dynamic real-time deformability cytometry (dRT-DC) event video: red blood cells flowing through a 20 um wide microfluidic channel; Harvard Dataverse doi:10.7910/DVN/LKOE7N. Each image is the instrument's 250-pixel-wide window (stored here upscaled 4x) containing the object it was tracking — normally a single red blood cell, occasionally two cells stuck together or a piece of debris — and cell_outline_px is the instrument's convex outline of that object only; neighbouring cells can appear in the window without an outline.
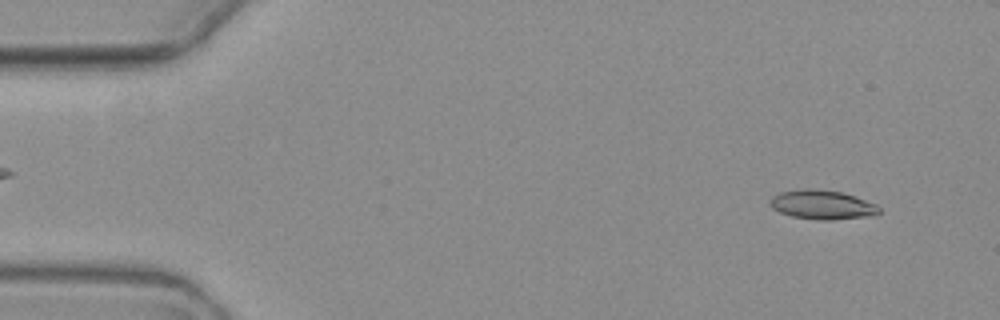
{"species": "common noctule bat (a hibernating species)", "species_latin": "Nyctalus noctula", "temperature_condition": "warm", "stored_images_in_passage": 5, "camera_frame_rate_fps": 3000, "um_per_image_px": 0.085, "animal": {"sex": "female", "body_mass_g": 19.3, "forearm_length_mm": 54.1}, "frame": {"image": 1, "passage_image": 1, "time_ms": 0.0, "image_size_px": [1000, 320], "cell_outline_px": [[880, 212], [876, 216], [832, 220], [820, 220], [792, 216], [780, 212], [772, 208], [768, 204], [768, 200], [772, 196], [780, 192], [804, 188], [812, 188], [844, 192], [876, 204], [880, 208]], "centroid_in_image_um": [69.9, 17.4], "position_along_channel_um": 15.1, "area_um2": 18.9}}
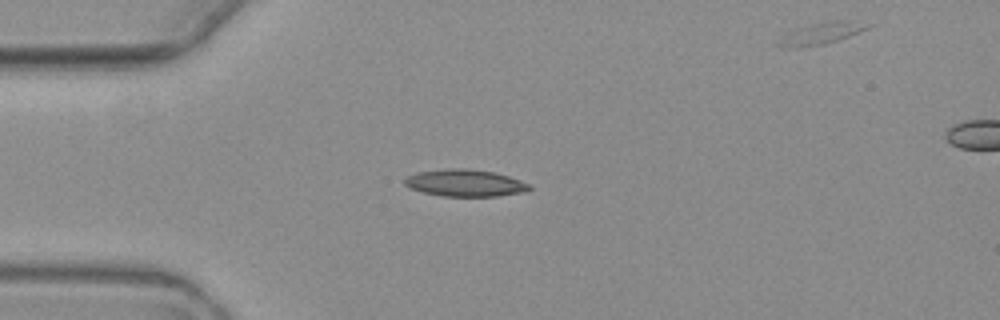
{"frame": {"image": 2, "passage_image": 3, "time_ms": 3.333, "image_size_px": [1000, 320], "cell_outline_px": [[532, 188], [520, 192], [496, 196], [444, 196], [424, 192], [412, 188], [404, 184], [404, 180], [408, 176], [416, 172], [452, 168], [464, 168], [492, 172], [508, 176], [520, 180], [528, 184]], "centroid_in_image_um": [39.5, 15.55], "position_along_channel_um": 45.5, "area_um2": 19.19}}
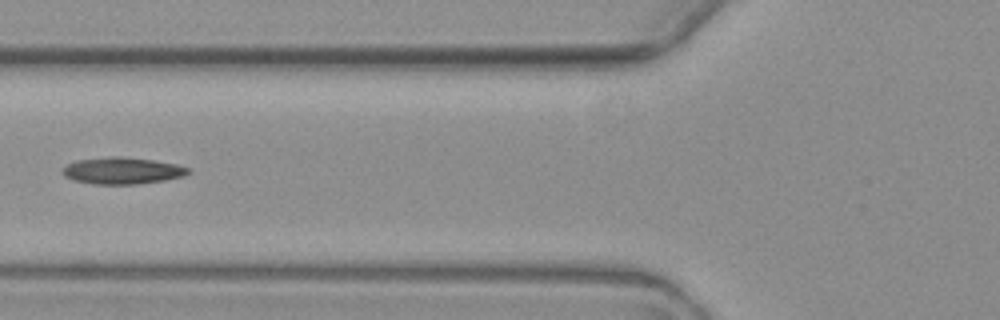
{"frame": {"image": 3, "passage_image": 5, "time_ms": 5.667, "image_size_px": [1000, 320], "cell_outline_px": [[192, 172], [184, 176], [164, 180], [136, 184], [96, 184], [76, 180], [64, 176], [60, 172], [68, 164], [76, 160], [112, 156], [120, 156], [152, 160], [176, 164], [188, 168]], "centroid_in_image_um": [10.4, 14.5], "position_along_channel_um": 115.4, "area_um2": 19.42}}